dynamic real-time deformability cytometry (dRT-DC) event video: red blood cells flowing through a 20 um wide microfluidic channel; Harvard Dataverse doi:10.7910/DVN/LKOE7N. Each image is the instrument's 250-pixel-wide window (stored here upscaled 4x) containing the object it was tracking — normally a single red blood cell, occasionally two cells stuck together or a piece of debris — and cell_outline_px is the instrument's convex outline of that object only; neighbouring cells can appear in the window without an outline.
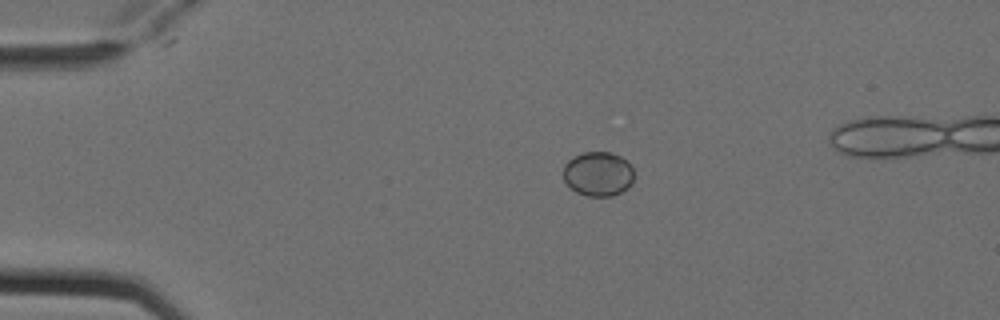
{"species": "Egyptian fruit bat (a non-hibernating species)", "species_latin": "Rousettus aegyptiacus", "temperature_condition": "cold", "stored_images_in_passage": 4, "camera_frame_rate_fps": 3000, "um_per_image_px": 0.085, "animal": {"sex": "female"}, "frame": {"image": 1, "passage_image": 2, "time_ms": 0.333, "image_size_px": [1000, 320], "cell_outline_px": [[632, 184], [628, 188], [612, 196], [588, 196], [576, 192], [564, 180], [564, 164], [572, 156], [584, 152], [612, 152], [620, 156], [632, 168]], "centroid_in_image_um": [50.82, 14.77], "position_along_channel_um": 34.2, "area_um2": 18.21}}